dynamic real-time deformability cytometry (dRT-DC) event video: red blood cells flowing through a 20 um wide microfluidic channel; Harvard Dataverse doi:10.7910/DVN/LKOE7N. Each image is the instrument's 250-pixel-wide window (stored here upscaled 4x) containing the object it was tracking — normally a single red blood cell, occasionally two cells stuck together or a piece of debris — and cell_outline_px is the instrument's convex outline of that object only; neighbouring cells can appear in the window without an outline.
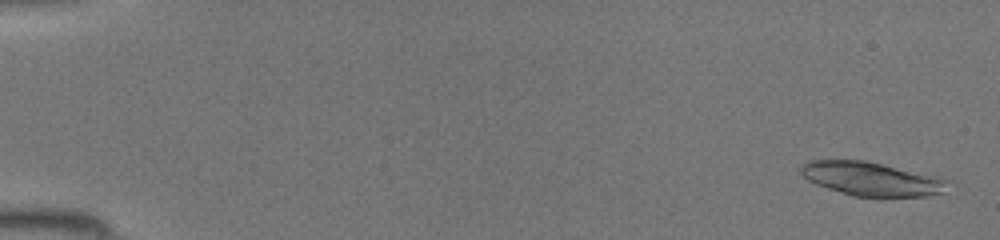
{"species": "common noctule bat (a hibernating species)", "species_latin": "Nyctalus noctula", "temperature_condition": "room temperature", "stored_images_in_passage": 46, "camera_frame_rate_fps": 3000, "um_per_image_px": 0.085, "animal": {"sex": "female", "body_mass_g": 19.5, "forearm_length_mm": 54.1}, "frame": {"image": 1, "passage_image": 2, "time_ms": 0.333, "image_size_px": [1000, 240], "cell_outline_px": [[952, 180], [944, 192], [928, 196], [852, 196], [816, 184], [808, 180], [800, 172], [800, 164], [808, 160], [864, 160], [884, 164], [940, 176]], "centroid_in_image_um": [74.12, 15.19], "position_along_channel_um": 10.9, "area_um2": 29.19}}
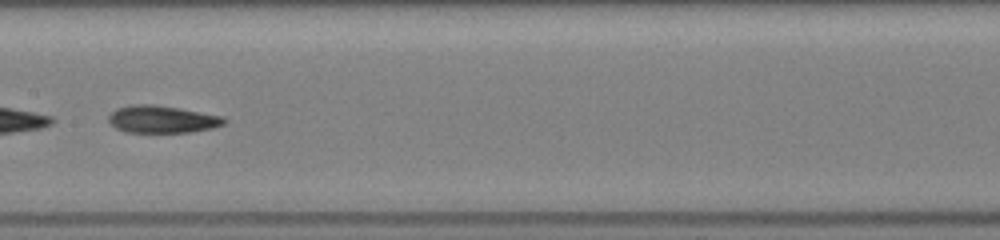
{"frame": {"image": 2, "passage_image": 25, "time_ms": 8.0, "image_size_px": [1000, 240], "cell_outline_px": [[228, 120], [224, 124], [212, 128], [188, 132], [124, 132], [116, 128], [108, 120], [108, 116], [116, 108], [132, 104], [152, 104], [180, 108], [224, 116]], "centroid_in_image_um": [13.79, 10.13], "position_along_channel_um": 193.6, "area_um2": 18.5}}
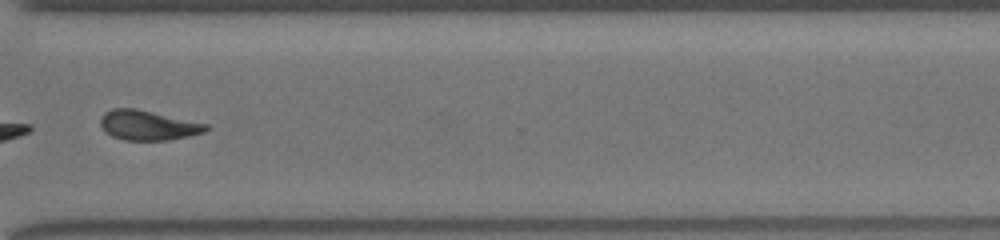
{"frame": {"image": 3, "passage_image": 36, "time_ms": 11.667, "image_size_px": [1000, 240], "cell_outline_px": [[212, 128], [204, 132], [188, 136], [168, 140], [124, 140], [112, 136], [100, 124], [100, 120], [104, 112], [112, 108], [136, 108], [208, 124]], "centroid_in_image_um": [12.6, 10.64], "position_along_channel_um": 358.0, "area_um2": 18.26}}